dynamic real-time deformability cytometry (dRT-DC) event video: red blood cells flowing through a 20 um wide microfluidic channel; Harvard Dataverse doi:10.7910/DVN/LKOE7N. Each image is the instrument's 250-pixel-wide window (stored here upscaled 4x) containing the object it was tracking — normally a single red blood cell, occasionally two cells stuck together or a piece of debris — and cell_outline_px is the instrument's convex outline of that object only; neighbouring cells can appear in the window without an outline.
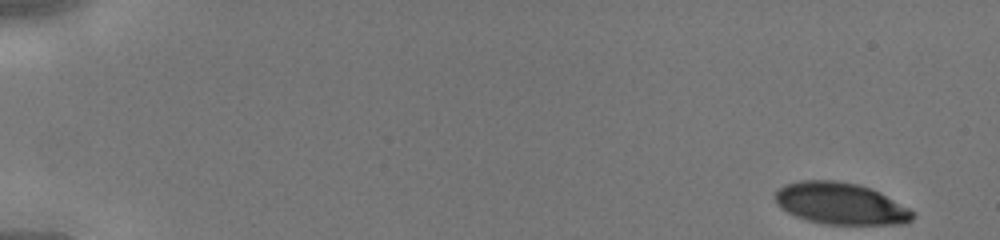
{"species": "human", "species_latin": "Homo sapiens", "temperature_condition": "cold", "stored_images_in_passage": 43, "camera_frame_rate_fps": 3000, "um_per_image_px": 0.085, "donor": {"sex": "male"}, "frame": {"image": 1, "passage_image": 1, "time_ms": 0.0, "image_size_px": [1000, 240], "cell_outline_px": [[912, 220], [904, 224], [824, 224], [808, 220], [796, 216], [780, 208], [776, 204], [776, 192], [784, 184], [800, 180], [836, 180], [856, 184], [880, 192], [908, 208], [912, 212]], "centroid_in_image_um": [71.41, 17.3], "position_along_channel_um": 13.6, "area_um2": 33.18}}
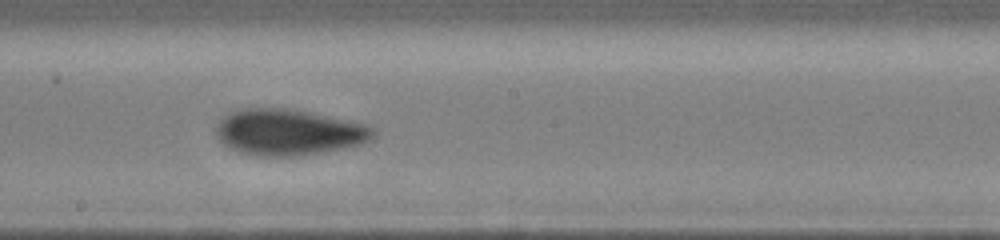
{"frame": {"image": 2, "passage_image": 25, "time_ms": 8.0, "image_size_px": [1000, 240], "cell_outline_px": [[376, 136], [360, 144], [344, 148], [296, 156], [256, 156], [240, 152], [224, 144], [216, 136], [216, 124], [228, 112], [244, 108], [288, 108], [312, 112], [364, 124], [372, 128]], "centroid_in_image_um": [24.49, 11.23], "position_along_channel_um": 223.7, "area_um2": 42.08}}
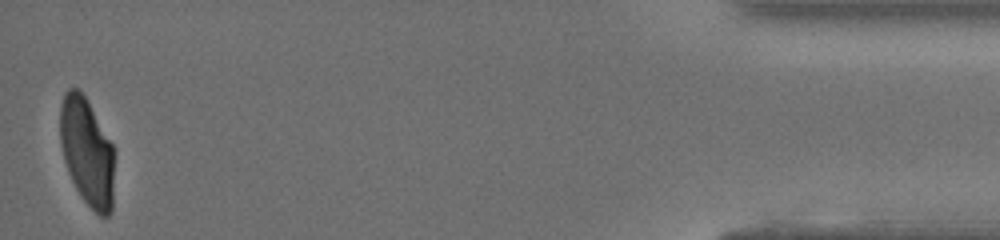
{"frame": {"image": 3, "passage_image": 43, "time_ms": 14.0, "image_size_px": [1000, 240], "cell_outline_px": [[112, 212], [108, 216], [100, 216], [80, 196], [68, 172], [64, 160], [60, 144], [60, 104], [64, 92], [68, 88], [80, 88], [112, 144]], "centroid_in_image_um": [7.35, 12.87], "position_along_channel_um": 427.9, "area_um2": 33.7}}